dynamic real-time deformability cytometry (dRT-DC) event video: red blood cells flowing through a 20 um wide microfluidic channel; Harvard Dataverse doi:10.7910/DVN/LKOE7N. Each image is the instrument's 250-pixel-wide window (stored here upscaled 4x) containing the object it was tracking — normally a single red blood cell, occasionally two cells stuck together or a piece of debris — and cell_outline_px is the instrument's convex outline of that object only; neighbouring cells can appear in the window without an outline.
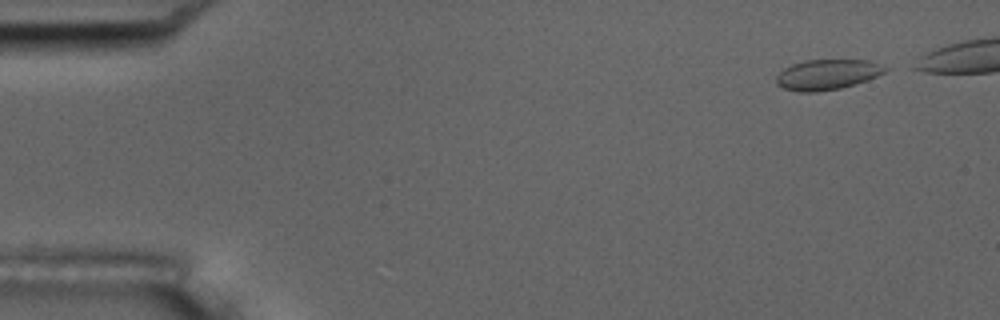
{"species": "common noctule bat (a hibernating species)", "species_latin": "Nyctalus noctula", "temperature_condition": "room temperature", "stored_images_in_passage": 5, "camera_frame_rate_fps": 3000, "um_per_image_px": 0.085, "animal": {"sex": "male", "body_mass_g": 17.5, "forearm_length_mm": 52.3}, "frame": {"image": 1, "passage_image": 1, "time_ms": 0.0, "image_size_px": [1000, 320], "cell_outline_px": [[892, 68], [876, 76], [840, 88], [816, 92], [796, 92], [784, 88], [776, 84], [776, 76], [784, 68], [792, 64], [804, 60], [868, 60]], "centroid_in_image_um": [70.29, 6.33], "position_along_channel_um": 14.7, "area_um2": 19.13}}